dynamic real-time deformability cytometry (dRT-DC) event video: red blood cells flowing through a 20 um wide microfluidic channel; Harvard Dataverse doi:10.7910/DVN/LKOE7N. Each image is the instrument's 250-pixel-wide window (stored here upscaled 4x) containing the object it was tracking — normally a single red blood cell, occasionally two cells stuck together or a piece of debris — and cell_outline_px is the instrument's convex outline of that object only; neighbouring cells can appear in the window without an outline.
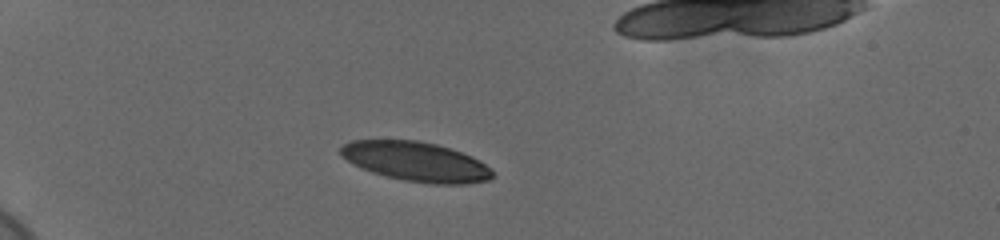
{"species": "human", "species_latin": "Homo sapiens", "temperature_condition": "cold", "stored_images_in_passage": 42, "camera_frame_rate_fps": 3000, "um_per_image_px": 0.085, "donor": {"sex": "female"}, "frame": {"image": 1, "passage_image": 1, "time_ms": 0.0, "image_size_px": [1000, 240], "cell_outline_px": [[492, 176], [488, 180], [464, 184], [432, 184], [404, 180], [384, 176], [360, 168], [340, 156], [340, 148], [344, 144], [352, 140], [416, 140], [436, 144], [472, 156], [492, 168]], "centroid_in_image_um": [35.33, 13.74], "position_along_channel_um": 49.7, "area_um2": 34.91}}
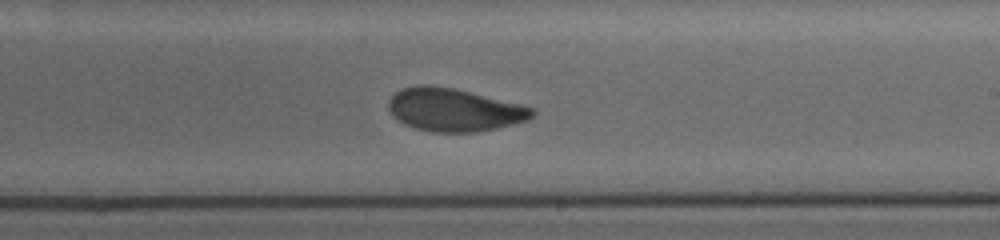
{"frame": {"image": 2, "passage_image": 21, "time_ms": 6.667, "image_size_px": [1000, 240], "cell_outline_px": [[536, 112], [528, 120], [496, 128], [476, 132], [432, 132], [416, 128], [404, 124], [388, 108], [388, 100], [400, 88], [416, 84], [428, 84], [456, 88], [520, 104], [532, 108]], "centroid_in_image_um": [38.58, 9.31], "position_along_channel_um": 250.4, "area_um2": 35.95}}
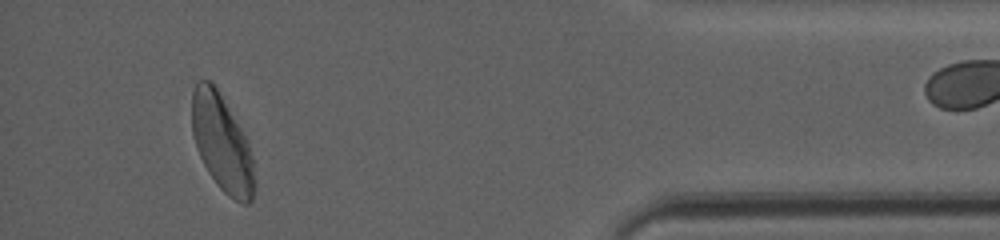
{"frame": {"image": 3, "passage_image": 38, "time_ms": 12.333, "image_size_px": [1000, 240], "cell_outline_px": [[256, 184], [252, 200], [248, 204], [244, 204], [228, 196], [220, 188], [208, 172], [196, 148], [192, 132], [192, 92], [196, 84], [200, 80], [212, 80], [244, 136], [248, 144], [252, 156], [256, 180]], "centroid_in_image_um": [18.87, 12.2], "position_along_channel_um": 416.3, "area_um2": 34.97}, "authors_computed_cell_mechanics": {"area_um2": 36.0961, "velocity_mm_per_s": 3.652, "shape_relaxation_time_tau1_ms": 5.5456, "shape_relaxation_time_tau2_ms": 1.6401, "deformation_change_tau1": 0.175, "deformation_change_tau2": 0.0726}}